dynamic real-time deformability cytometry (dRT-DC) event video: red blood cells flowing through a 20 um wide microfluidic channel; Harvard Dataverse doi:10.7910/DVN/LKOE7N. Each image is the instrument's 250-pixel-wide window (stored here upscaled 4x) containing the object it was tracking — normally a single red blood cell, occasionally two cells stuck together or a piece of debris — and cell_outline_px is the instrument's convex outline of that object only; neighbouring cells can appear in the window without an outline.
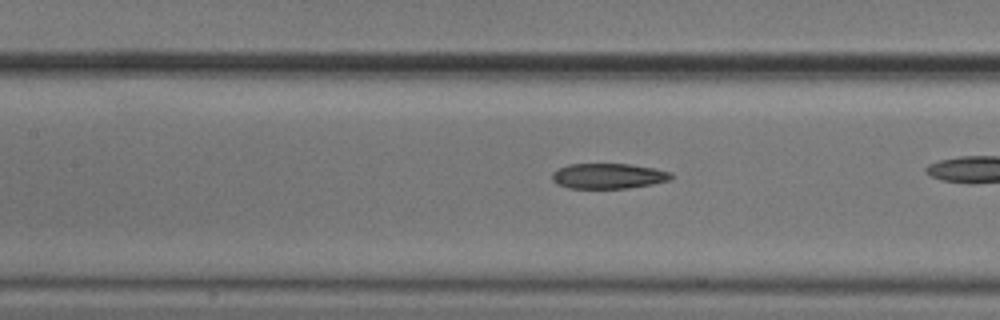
{"species": "common noctule bat (a hibernating species)", "species_latin": "Nyctalus noctula", "temperature_condition": "cold", "stored_images_in_passage": 33, "camera_frame_rate_fps": 3000, "um_per_image_px": 0.085, "animal": {"sex": "male", "body_mass_g": 20.5, "forearm_length_mm": 52.5}, "frame": {"image": 1, "passage_image": 15, "time_ms": 4.667, "image_size_px": [1000, 320], "cell_outline_px": [[672, 176], [668, 180], [652, 184], [624, 188], [568, 188], [556, 184], [552, 180], [552, 172], [568, 164], [632, 164], [656, 168], [672, 172]], "centroid_in_image_um": [51.69, 14.95], "position_along_channel_um": 155.7, "area_um2": 17.57}}
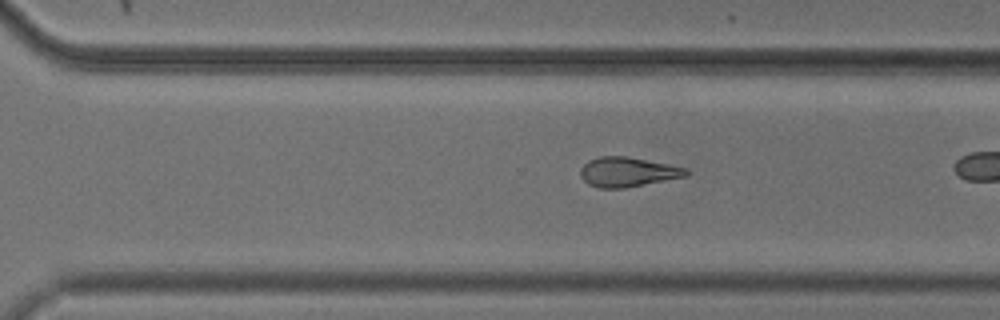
{"frame": {"image": 2, "passage_image": 28, "time_ms": 9.0, "image_size_px": [1000, 320], "cell_outline_px": [[692, 172], [688, 176], [624, 188], [600, 188], [588, 184], [580, 176], [580, 168], [588, 160], [600, 156], [628, 156], [688, 168]], "centroid_in_image_um": [53.38, 14.61], "position_along_channel_um": 317.2, "area_um2": 18.44}}
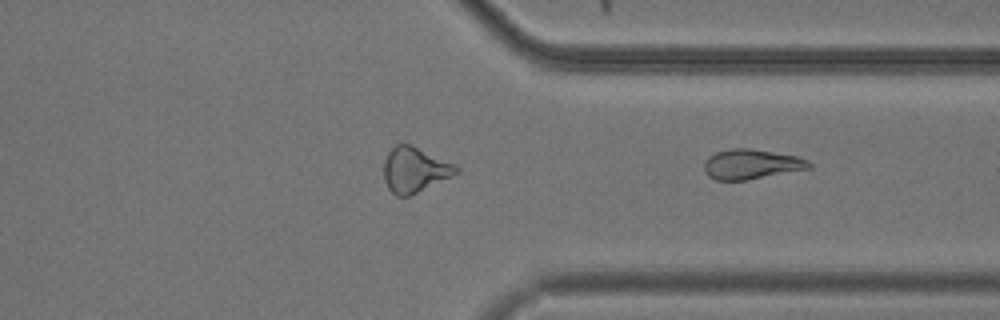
{"frame": {"image": 3, "passage_image": 33, "time_ms": 10.667, "image_size_px": [1000, 320], "cell_outline_px": [[812, 168], [748, 180], [716, 180], [708, 176], [704, 172], [704, 160], [708, 156], [716, 152], [732, 148], [748, 148], [800, 156], [808, 160], [812, 164]], "centroid_in_image_um": [63.87, 13.96], "position_along_channel_um": 347.5, "area_um2": 18.55}}